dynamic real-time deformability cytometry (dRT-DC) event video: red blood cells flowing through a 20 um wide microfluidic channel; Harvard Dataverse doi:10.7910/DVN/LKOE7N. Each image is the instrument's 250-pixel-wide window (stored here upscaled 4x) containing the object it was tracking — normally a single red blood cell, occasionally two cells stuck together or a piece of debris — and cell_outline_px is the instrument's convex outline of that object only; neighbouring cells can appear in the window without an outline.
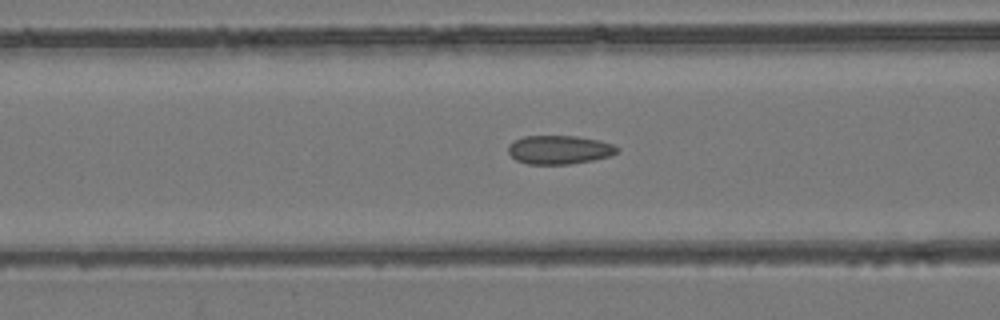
{"species": "common noctule bat (a hibernating species)", "species_latin": "Nyctalus noctula", "temperature_condition": "room temperature", "stored_images_in_passage": 53, "camera_frame_rate_fps": 3000, "um_per_image_px": 0.085, "animal": {"sex": "female", "body_mass_g": 24.6, "forearm_length_mm": 56.2}, "frame": {"image": 1, "passage_image": 21, "time_ms": 6.667, "image_size_px": [1000, 320], "cell_outline_px": [[620, 148], [612, 156], [592, 160], [568, 164], [528, 164], [516, 160], [508, 152], [508, 144], [524, 136], [576, 136], [600, 140], [612, 144]], "centroid_in_image_um": [47.55, 12.72], "position_along_channel_um": 119.1, "area_um2": 18.21}}
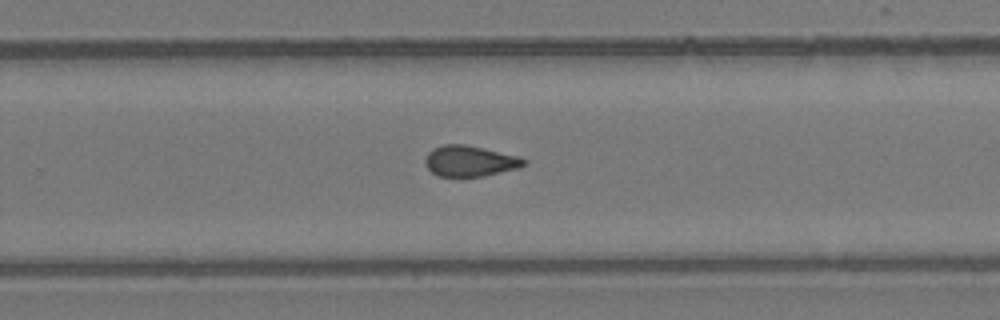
{"frame": {"image": 2, "passage_image": 34, "time_ms": 11.0, "image_size_px": [1000, 320], "cell_outline_px": [[528, 164], [520, 168], [484, 176], [436, 176], [424, 164], [424, 160], [428, 152], [432, 148], [444, 144], [464, 144], [484, 148], [520, 156], [528, 160]], "centroid_in_image_um": [39.97, 13.68], "position_along_channel_um": 289.8, "area_um2": 18.03}}
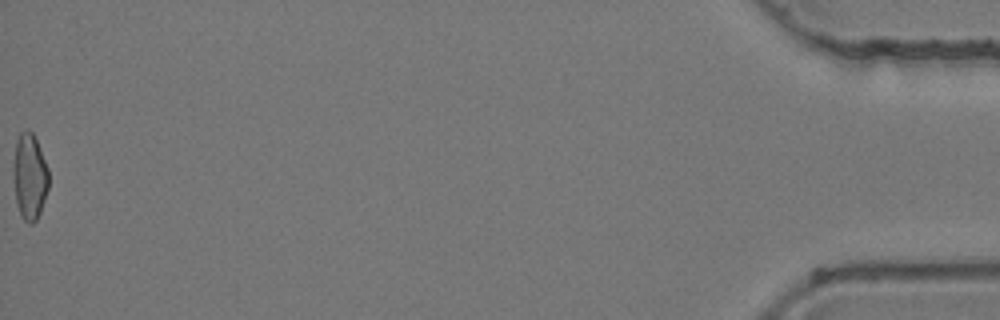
{"frame": {"image": 3, "passage_image": 53, "time_ms": 17.333, "image_size_px": [1000, 320], "cell_outline_px": [[48, 188], [40, 212], [36, 220], [32, 224], [28, 224], [20, 216], [16, 204], [12, 176], [12, 168], [16, 140], [20, 132], [28, 128], [32, 132], [36, 140], [48, 168]], "centroid_in_image_um": [2.48, 15.02], "position_along_channel_um": 432.7, "area_um2": 18.03}, "authors_computed_cell_mechanics": {"area_um2": 18.0914, "velocity_mm_per_s": 3.948, "shape_relaxation_time_tau1_ms": null, "shape_relaxation_time_tau2_ms": 2.4376, "deformation_change_tau1": null, "deformation_change_tau2": 0.0881}}